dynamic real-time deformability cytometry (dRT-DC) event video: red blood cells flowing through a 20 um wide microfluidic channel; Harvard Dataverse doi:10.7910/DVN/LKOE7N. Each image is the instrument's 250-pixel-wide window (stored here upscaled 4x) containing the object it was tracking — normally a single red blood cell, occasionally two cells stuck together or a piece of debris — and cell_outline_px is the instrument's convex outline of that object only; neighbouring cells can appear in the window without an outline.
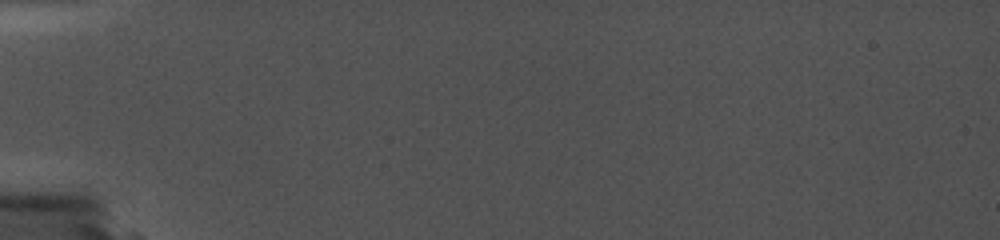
{"species": "common noctule bat (a hibernating species)", "species_latin": "Nyctalus noctula", "temperature_condition": "cold", "stored_images_in_passage": 2, "camera_frame_rate_fps": 5000, "um_per_image_px": 0.085, "animal": {"sex": "female", "body_mass_g": 19.0, "forearm_length_mm": 56.7}, "frame": {"image": 1, "passage_image": 1, "time_ms": 0.0, "image_size_px": [1000, 240], "cell_outline_px": [[680, 136], [640, 140], [600, 140], [540, 136], [532, 132], [532, 128], [548, 124], [636, 128], [676, 132]], "centroid_in_image_um": [51.03, 11.28], "position_along_channel_um": 34.0, "area_um2": 11.79}}